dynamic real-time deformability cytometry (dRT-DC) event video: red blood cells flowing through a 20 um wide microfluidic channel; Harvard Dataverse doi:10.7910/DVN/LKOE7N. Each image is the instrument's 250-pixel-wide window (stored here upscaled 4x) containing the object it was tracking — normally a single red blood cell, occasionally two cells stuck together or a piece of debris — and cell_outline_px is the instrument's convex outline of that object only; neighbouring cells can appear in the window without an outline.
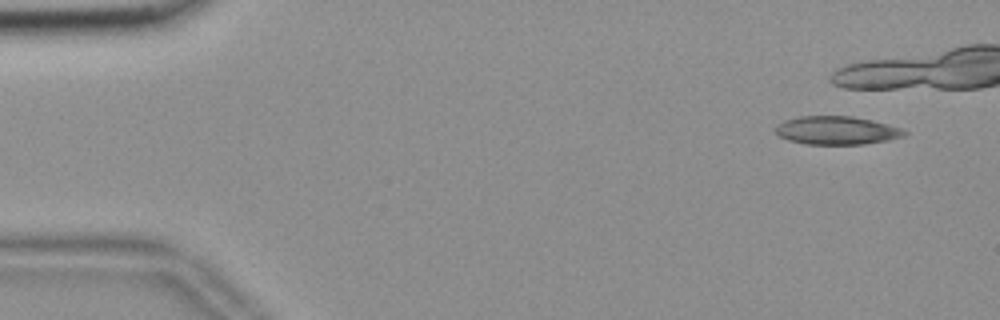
{"species": "common noctule bat (a hibernating species)", "species_latin": "Nyctalus noctula", "temperature_condition": "room temperature", "stored_images_in_passage": 9, "camera_frame_rate_fps": 3000, "um_per_image_px": 0.085, "animal": {"sex": "female", "body_mass_g": 18.4}, "frame": {"image": 1, "passage_image": 1, "time_ms": 0.0, "image_size_px": [1000, 320], "cell_outline_px": [[908, 132], [904, 136], [888, 140], [864, 144], [804, 144], [788, 140], [776, 136], [776, 128], [784, 120], [800, 116], [852, 116], [872, 120], [900, 128]], "centroid_in_image_um": [71.1, 11.09], "position_along_channel_um": 13.9, "area_um2": 21.21}}